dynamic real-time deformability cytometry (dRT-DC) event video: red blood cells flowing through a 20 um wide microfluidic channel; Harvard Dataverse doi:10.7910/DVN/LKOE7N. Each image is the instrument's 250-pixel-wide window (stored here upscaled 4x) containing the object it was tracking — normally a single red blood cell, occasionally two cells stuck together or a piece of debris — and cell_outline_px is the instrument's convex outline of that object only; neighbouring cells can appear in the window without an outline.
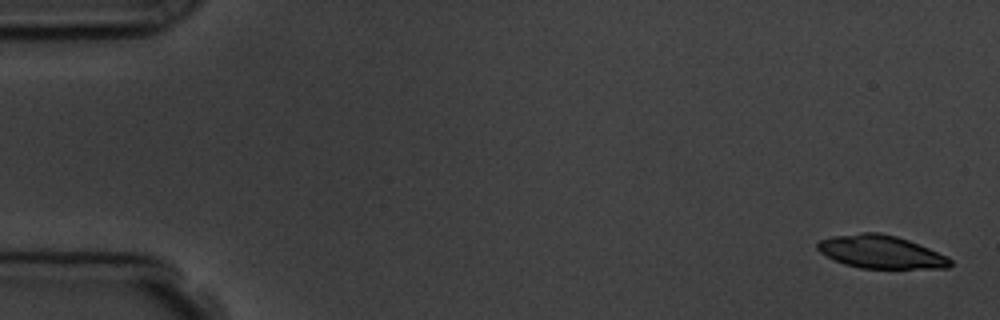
{"species": "common noctule bat (a hibernating species)", "species_latin": "Nyctalus noctula", "temperature_condition": "room temperature", "stored_images_in_passage": 6, "camera_frame_rate_fps": 3000, "um_per_image_px": 0.085, "animal": {"sex": "male", "body_mass_g": 19.5, "forearm_length_mm": 54.6}, "frame": {"image": 1, "passage_image": 1, "time_ms": 0.0, "image_size_px": [1000, 320], "cell_outline_px": [[952, 264], [948, 268], [860, 268], [844, 264], [820, 252], [816, 248], [816, 244], [820, 240], [832, 236], [860, 232], [880, 232], [896, 236], [908, 240], [948, 256], [952, 260]], "centroid_in_image_um": [74.87, 21.4], "position_along_channel_um": 10.1, "area_um2": 25.49}}
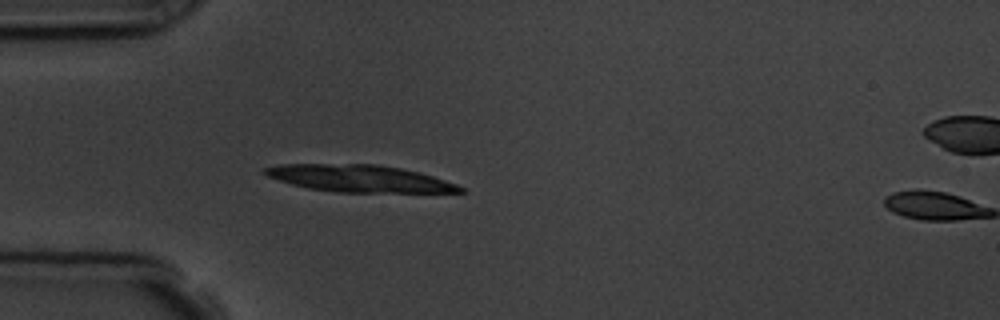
{"frame": {"image": 2, "passage_image": 5, "time_ms": 4.667, "image_size_px": [1000, 320], "cell_outline_px": [[464, 192], [336, 192], [308, 188], [292, 184], [268, 176], [260, 172], [264, 168], [280, 164], [380, 164], [420, 172], [456, 184], [464, 188]], "centroid_in_image_um": [30.53, 15.16], "position_along_channel_um": 54.5, "area_um2": 30.58}}